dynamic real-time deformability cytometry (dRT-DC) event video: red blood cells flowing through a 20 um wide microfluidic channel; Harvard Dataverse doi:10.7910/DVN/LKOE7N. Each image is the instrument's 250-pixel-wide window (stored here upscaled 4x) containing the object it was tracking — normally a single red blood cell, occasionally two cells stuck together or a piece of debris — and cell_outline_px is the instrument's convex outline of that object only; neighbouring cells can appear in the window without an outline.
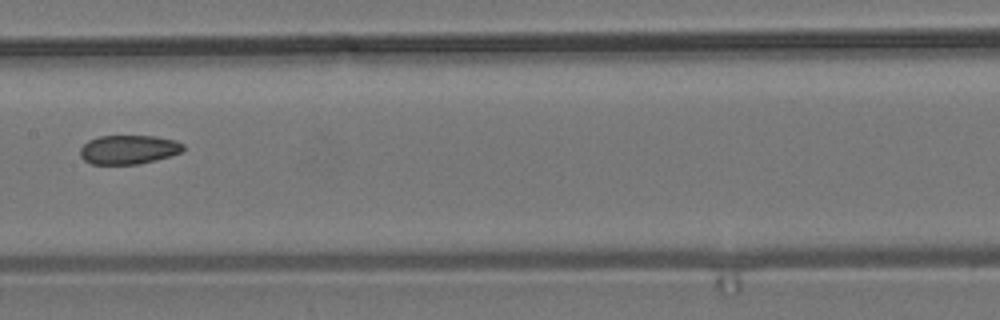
{"species": "common noctule bat (a hibernating species)", "species_latin": "Nyctalus noctula", "temperature_condition": "room temperature", "stored_images_in_passage": 7, "camera_frame_rate_fps": 3000, "um_per_image_px": 0.085, "animal": {"sex": "male", "body_mass_g": 19.2, "forearm_length_mm": 51.8}, "frame": {"image": 1, "passage_image": 7, "time_ms": 7.667, "image_size_px": [1000, 320], "cell_outline_px": [[184, 148], [180, 152], [156, 160], [140, 164], [92, 164], [84, 160], [80, 156], [80, 148], [88, 140], [100, 136], [156, 136], [176, 140], [184, 144]], "centroid_in_image_um": [10.92, 12.71], "position_along_channel_um": 196.5, "area_um2": 17.46}}